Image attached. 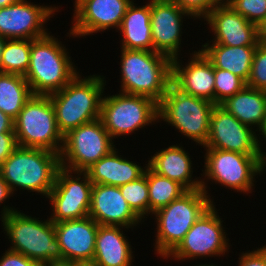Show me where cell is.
I'll list each match as a JSON object with an SVG mask.
<instances>
[{
    "label": "cell",
    "instance_id": "cell-37",
    "mask_svg": "<svg viewBox=\"0 0 266 266\" xmlns=\"http://www.w3.org/2000/svg\"><path fill=\"white\" fill-rule=\"evenodd\" d=\"M238 262V266H266V245L251 252H243Z\"/></svg>",
    "mask_w": 266,
    "mask_h": 266
},
{
    "label": "cell",
    "instance_id": "cell-25",
    "mask_svg": "<svg viewBox=\"0 0 266 266\" xmlns=\"http://www.w3.org/2000/svg\"><path fill=\"white\" fill-rule=\"evenodd\" d=\"M150 17V2L137 7L133 0L117 30L122 33V49L153 51Z\"/></svg>",
    "mask_w": 266,
    "mask_h": 266
},
{
    "label": "cell",
    "instance_id": "cell-21",
    "mask_svg": "<svg viewBox=\"0 0 266 266\" xmlns=\"http://www.w3.org/2000/svg\"><path fill=\"white\" fill-rule=\"evenodd\" d=\"M172 60V84L181 92L214 103V67L206 56L198 50L190 54L187 64Z\"/></svg>",
    "mask_w": 266,
    "mask_h": 266
},
{
    "label": "cell",
    "instance_id": "cell-3",
    "mask_svg": "<svg viewBox=\"0 0 266 266\" xmlns=\"http://www.w3.org/2000/svg\"><path fill=\"white\" fill-rule=\"evenodd\" d=\"M121 49V90L159 103L172 84V59L155 51Z\"/></svg>",
    "mask_w": 266,
    "mask_h": 266
},
{
    "label": "cell",
    "instance_id": "cell-13",
    "mask_svg": "<svg viewBox=\"0 0 266 266\" xmlns=\"http://www.w3.org/2000/svg\"><path fill=\"white\" fill-rule=\"evenodd\" d=\"M92 186L93 183L86 172H74L61 167L47 196L53 208L49 219L59 223L87 217L91 205Z\"/></svg>",
    "mask_w": 266,
    "mask_h": 266
},
{
    "label": "cell",
    "instance_id": "cell-32",
    "mask_svg": "<svg viewBox=\"0 0 266 266\" xmlns=\"http://www.w3.org/2000/svg\"><path fill=\"white\" fill-rule=\"evenodd\" d=\"M214 104L221 105L229 97L243 90L247 83L240 77L227 70L214 67Z\"/></svg>",
    "mask_w": 266,
    "mask_h": 266
},
{
    "label": "cell",
    "instance_id": "cell-29",
    "mask_svg": "<svg viewBox=\"0 0 266 266\" xmlns=\"http://www.w3.org/2000/svg\"><path fill=\"white\" fill-rule=\"evenodd\" d=\"M149 195V215L180 198L187 190L178 182L163 177L146 168Z\"/></svg>",
    "mask_w": 266,
    "mask_h": 266
},
{
    "label": "cell",
    "instance_id": "cell-1",
    "mask_svg": "<svg viewBox=\"0 0 266 266\" xmlns=\"http://www.w3.org/2000/svg\"><path fill=\"white\" fill-rule=\"evenodd\" d=\"M3 206L0 219L4 233L12 245L8 249L19 252L41 265L63 259L54 222L49 218L39 220L40 218L21 213L13 207Z\"/></svg>",
    "mask_w": 266,
    "mask_h": 266
},
{
    "label": "cell",
    "instance_id": "cell-24",
    "mask_svg": "<svg viewBox=\"0 0 266 266\" xmlns=\"http://www.w3.org/2000/svg\"><path fill=\"white\" fill-rule=\"evenodd\" d=\"M116 150L118 149L114 148L85 171L93 184L120 187L144 174L148 164L145 167L137 165L135 161L123 158Z\"/></svg>",
    "mask_w": 266,
    "mask_h": 266
},
{
    "label": "cell",
    "instance_id": "cell-44",
    "mask_svg": "<svg viewBox=\"0 0 266 266\" xmlns=\"http://www.w3.org/2000/svg\"><path fill=\"white\" fill-rule=\"evenodd\" d=\"M6 39L0 36V73H1V61H2V53L5 46Z\"/></svg>",
    "mask_w": 266,
    "mask_h": 266
},
{
    "label": "cell",
    "instance_id": "cell-31",
    "mask_svg": "<svg viewBox=\"0 0 266 266\" xmlns=\"http://www.w3.org/2000/svg\"><path fill=\"white\" fill-rule=\"evenodd\" d=\"M129 207L142 220L149 215V195L146 170L138 179L119 187ZM146 215V216H145Z\"/></svg>",
    "mask_w": 266,
    "mask_h": 266
},
{
    "label": "cell",
    "instance_id": "cell-5",
    "mask_svg": "<svg viewBox=\"0 0 266 266\" xmlns=\"http://www.w3.org/2000/svg\"><path fill=\"white\" fill-rule=\"evenodd\" d=\"M60 168L59 154L45 149L18 146L0 165V174L12 192L24 189L43 194L47 198Z\"/></svg>",
    "mask_w": 266,
    "mask_h": 266
},
{
    "label": "cell",
    "instance_id": "cell-17",
    "mask_svg": "<svg viewBox=\"0 0 266 266\" xmlns=\"http://www.w3.org/2000/svg\"><path fill=\"white\" fill-rule=\"evenodd\" d=\"M150 11L153 51L172 60L180 58L183 17H193L173 0H150Z\"/></svg>",
    "mask_w": 266,
    "mask_h": 266
},
{
    "label": "cell",
    "instance_id": "cell-27",
    "mask_svg": "<svg viewBox=\"0 0 266 266\" xmlns=\"http://www.w3.org/2000/svg\"><path fill=\"white\" fill-rule=\"evenodd\" d=\"M240 122L255 131L261 129L266 115V91L246 86L221 104ZM254 126V127H252Z\"/></svg>",
    "mask_w": 266,
    "mask_h": 266
},
{
    "label": "cell",
    "instance_id": "cell-43",
    "mask_svg": "<svg viewBox=\"0 0 266 266\" xmlns=\"http://www.w3.org/2000/svg\"><path fill=\"white\" fill-rule=\"evenodd\" d=\"M20 0H0V8L9 6L11 4L17 3Z\"/></svg>",
    "mask_w": 266,
    "mask_h": 266
},
{
    "label": "cell",
    "instance_id": "cell-41",
    "mask_svg": "<svg viewBox=\"0 0 266 266\" xmlns=\"http://www.w3.org/2000/svg\"><path fill=\"white\" fill-rule=\"evenodd\" d=\"M76 262L67 260V259H61V260H53L49 261L45 264H42V266H74Z\"/></svg>",
    "mask_w": 266,
    "mask_h": 266
},
{
    "label": "cell",
    "instance_id": "cell-38",
    "mask_svg": "<svg viewBox=\"0 0 266 266\" xmlns=\"http://www.w3.org/2000/svg\"><path fill=\"white\" fill-rule=\"evenodd\" d=\"M17 147L15 132L0 133V165Z\"/></svg>",
    "mask_w": 266,
    "mask_h": 266
},
{
    "label": "cell",
    "instance_id": "cell-36",
    "mask_svg": "<svg viewBox=\"0 0 266 266\" xmlns=\"http://www.w3.org/2000/svg\"><path fill=\"white\" fill-rule=\"evenodd\" d=\"M0 266H42L25 255L7 249L0 258Z\"/></svg>",
    "mask_w": 266,
    "mask_h": 266
},
{
    "label": "cell",
    "instance_id": "cell-11",
    "mask_svg": "<svg viewBox=\"0 0 266 266\" xmlns=\"http://www.w3.org/2000/svg\"><path fill=\"white\" fill-rule=\"evenodd\" d=\"M116 146L101 119L82 124L63 136L61 167L85 172Z\"/></svg>",
    "mask_w": 266,
    "mask_h": 266
},
{
    "label": "cell",
    "instance_id": "cell-16",
    "mask_svg": "<svg viewBox=\"0 0 266 266\" xmlns=\"http://www.w3.org/2000/svg\"><path fill=\"white\" fill-rule=\"evenodd\" d=\"M132 2L133 0H78L74 4L73 26L67 36L80 38L109 28L119 30Z\"/></svg>",
    "mask_w": 266,
    "mask_h": 266
},
{
    "label": "cell",
    "instance_id": "cell-2",
    "mask_svg": "<svg viewBox=\"0 0 266 266\" xmlns=\"http://www.w3.org/2000/svg\"><path fill=\"white\" fill-rule=\"evenodd\" d=\"M105 77L78 73L63 89L49 95L55 109L58 130L64 136L82 124L100 118Z\"/></svg>",
    "mask_w": 266,
    "mask_h": 266
},
{
    "label": "cell",
    "instance_id": "cell-30",
    "mask_svg": "<svg viewBox=\"0 0 266 266\" xmlns=\"http://www.w3.org/2000/svg\"><path fill=\"white\" fill-rule=\"evenodd\" d=\"M30 53V39H6L2 53L1 73L24 76L30 64Z\"/></svg>",
    "mask_w": 266,
    "mask_h": 266
},
{
    "label": "cell",
    "instance_id": "cell-40",
    "mask_svg": "<svg viewBox=\"0 0 266 266\" xmlns=\"http://www.w3.org/2000/svg\"><path fill=\"white\" fill-rule=\"evenodd\" d=\"M14 193L0 174V205L9 199ZM2 202V203H1Z\"/></svg>",
    "mask_w": 266,
    "mask_h": 266
},
{
    "label": "cell",
    "instance_id": "cell-33",
    "mask_svg": "<svg viewBox=\"0 0 266 266\" xmlns=\"http://www.w3.org/2000/svg\"><path fill=\"white\" fill-rule=\"evenodd\" d=\"M226 3L258 27L266 20V0H227Z\"/></svg>",
    "mask_w": 266,
    "mask_h": 266
},
{
    "label": "cell",
    "instance_id": "cell-7",
    "mask_svg": "<svg viewBox=\"0 0 266 266\" xmlns=\"http://www.w3.org/2000/svg\"><path fill=\"white\" fill-rule=\"evenodd\" d=\"M204 178L201 189L208 194L207 180L241 193H252L254 177L266 170V155H247L239 152L205 148Z\"/></svg>",
    "mask_w": 266,
    "mask_h": 266
},
{
    "label": "cell",
    "instance_id": "cell-34",
    "mask_svg": "<svg viewBox=\"0 0 266 266\" xmlns=\"http://www.w3.org/2000/svg\"><path fill=\"white\" fill-rule=\"evenodd\" d=\"M247 86L266 91V42L260 41L256 46Z\"/></svg>",
    "mask_w": 266,
    "mask_h": 266
},
{
    "label": "cell",
    "instance_id": "cell-45",
    "mask_svg": "<svg viewBox=\"0 0 266 266\" xmlns=\"http://www.w3.org/2000/svg\"><path fill=\"white\" fill-rule=\"evenodd\" d=\"M260 134H257L258 136L259 135H263L262 138H264V140H266V115H265V120H264V123L261 127V129L258 131Z\"/></svg>",
    "mask_w": 266,
    "mask_h": 266
},
{
    "label": "cell",
    "instance_id": "cell-12",
    "mask_svg": "<svg viewBox=\"0 0 266 266\" xmlns=\"http://www.w3.org/2000/svg\"><path fill=\"white\" fill-rule=\"evenodd\" d=\"M212 204L193 224L179 245L165 258L185 261L203 257H220L229 252L223 220ZM228 241V242H227ZM229 244V245H228Z\"/></svg>",
    "mask_w": 266,
    "mask_h": 266
},
{
    "label": "cell",
    "instance_id": "cell-35",
    "mask_svg": "<svg viewBox=\"0 0 266 266\" xmlns=\"http://www.w3.org/2000/svg\"><path fill=\"white\" fill-rule=\"evenodd\" d=\"M179 7L185 12L190 14L194 20L199 18H205L208 13L214 9L220 0H173Z\"/></svg>",
    "mask_w": 266,
    "mask_h": 266
},
{
    "label": "cell",
    "instance_id": "cell-8",
    "mask_svg": "<svg viewBox=\"0 0 266 266\" xmlns=\"http://www.w3.org/2000/svg\"><path fill=\"white\" fill-rule=\"evenodd\" d=\"M214 106L213 102L185 94L171 84L158 103V122L161 119L171 124L189 140L204 147Z\"/></svg>",
    "mask_w": 266,
    "mask_h": 266
},
{
    "label": "cell",
    "instance_id": "cell-20",
    "mask_svg": "<svg viewBox=\"0 0 266 266\" xmlns=\"http://www.w3.org/2000/svg\"><path fill=\"white\" fill-rule=\"evenodd\" d=\"M98 226L89 216L54 223L63 259L76 263L92 262Z\"/></svg>",
    "mask_w": 266,
    "mask_h": 266
},
{
    "label": "cell",
    "instance_id": "cell-22",
    "mask_svg": "<svg viewBox=\"0 0 266 266\" xmlns=\"http://www.w3.org/2000/svg\"><path fill=\"white\" fill-rule=\"evenodd\" d=\"M192 158L177 144L156 152L147 161L148 167L160 176L181 184L187 191L201 189L202 179H193ZM201 180V181H200Z\"/></svg>",
    "mask_w": 266,
    "mask_h": 266
},
{
    "label": "cell",
    "instance_id": "cell-26",
    "mask_svg": "<svg viewBox=\"0 0 266 266\" xmlns=\"http://www.w3.org/2000/svg\"><path fill=\"white\" fill-rule=\"evenodd\" d=\"M205 42L200 51L213 67L230 71L246 83L251 74V66L256 46H225Z\"/></svg>",
    "mask_w": 266,
    "mask_h": 266
},
{
    "label": "cell",
    "instance_id": "cell-9",
    "mask_svg": "<svg viewBox=\"0 0 266 266\" xmlns=\"http://www.w3.org/2000/svg\"><path fill=\"white\" fill-rule=\"evenodd\" d=\"M13 122L18 146L60 154L63 135L58 130L49 95H32Z\"/></svg>",
    "mask_w": 266,
    "mask_h": 266
},
{
    "label": "cell",
    "instance_id": "cell-10",
    "mask_svg": "<svg viewBox=\"0 0 266 266\" xmlns=\"http://www.w3.org/2000/svg\"><path fill=\"white\" fill-rule=\"evenodd\" d=\"M100 119L112 139L129 135L159 120L158 103L147 96L123 92L104 96Z\"/></svg>",
    "mask_w": 266,
    "mask_h": 266
},
{
    "label": "cell",
    "instance_id": "cell-18",
    "mask_svg": "<svg viewBox=\"0 0 266 266\" xmlns=\"http://www.w3.org/2000/svg\"><path fill=\"white\" fill-rule=\"evenodd\" d=\"M214 34L212 44L257 46L259 27L242 17L226 2H221L204 18Z\"/></svg>",
    "mask_w": 266,
    "mask_h": 266
},
{
    "label": "cell",
    "instance_id": "cell-19",
    "mask_svg": "<svg viewBox=\"0 0 266 266\" xmlns=\"http://www.w3.org/2000/svg\"><path fill=\"white\" fill-rule=\"evenodd\" d=\"M88 216L99 225L122 226L132 230L144 222L129 207L120 188L106 184H93Z\"/></svg>",
    "mask_w": 266,
    "mask_h": 266
},
{
    "label": "cell",
    "instance_id": "cell-42",
    "mask_svg": "<svg viewBox=\"0 0 266 266\" xmlns=\"http://www.w3.org/2000/svg\"><path fill=\"white\" fill-rule=\"evenodd\" d=\"M260 40L266 42V20L259 27Z\"/></svg>",
    "mask_w": 266,
    "mask_h": 266
},
{
    "label": "cell",
    "instance_id": "cell-46",
    "mask_svg": "<svg viewBox=\"0 0 266 266\" xmlns=\"http://www.w3.org/2000/svg\"><path fill=\"white\" fill-rule=\"evenodd\" d=\"M74 266H95L92 262L75 263Z\"/></svg>",
    "mask_w": 266,
    "mask_h": 266
},
{
    "label": "cell",
    "instance_id": "cell-15",
    "mask_svg": "<svg viewBox=\"0 0 266 266\" xmlns=\"http://www.w3.org/2000/svg\"><path fill=\"white\" fill-rule=\"evenodd\" d=\"M58 7L41 6L27 0L0 8V36L5 39L35 40L48 35L44 24Z\"/></svg>",
    "mask_w": 266,
    "mask_h": 266
},
{
    "label": "cell",
    "instance_id": "cell-28",
    "mask_svg": "<svg viewBox=\"0 0 266 266\" xmlns=\"http://www.w3.org/2000/svg\"><path fill=\"white\" fill-rule=\"evenodd\" d=\"M32 95L23 75L0 73V110L4 114L14 120Z\"/></svg>",
    "mask_w": 266,
    "mask_h": 266
},
{
    "label": "cell",
    "instance_id": "cell-47",
    "mask_svg": "<svg viewBox=\"0 0 266 266\" xmlns=\"http://www.w3.org/2000/svg\"><path fill=\"white\" fill-rule=\"evenodd\" d=\"M194 266H217V265H216V264H212V265L209 264V265H208V264L206 263V264H201V265L199 264V265H194Z\"/></svg>",
    "mask_w": 266,
    "mask_h": 266
},
{
    "label": "cell",
    "instance_id": "cell-39",
    "mask_svg": "<svg viewBox=\"0 0 266 266\" xmlns=\"http://www.w3.org/2000/svg\"><path fill=\"white\" fill-rule=\"evenodd\" d=\"M14 120L0 110V133L14 132Z\"/></svg>",
    "mask_w": 266,
    "mask_h": 266
},
{
    "label": "cell",
    "instance_id": "cell-4",
    "mask_svg": "<svg viewBox=\"0 0 266 266\" xmlns=\"http://www.w3.org/2000/svg\"><path fill=\"white\" fill-rule=\"evenodd\" d=\"M68 53L67 48L50 32L31 40L30 64L24 77L33 95H50L60 91L79 73Z\"/></svg>",
    "mask_w": 266,
    "mask_h": 266
},
{
    "label": "cell",
    "instance_id": "cell-23",
    "mask_svg": "<svg viewBox=\"0 0 266 266\" xmlns=\"http://www.w3.org/2000/svg\"><path fill=\"white\" fill-rule=\"evenodd\" d=\"M122 228L111 225L98 226L92 261L95 266H132L134 255Z\"/></svg>",
    "mask_w": 266,
    "mask_h": 266
},
{
    "label": "cell",
    "instance_id": "cell-6",
    "mask_svg": "<svg viewBox=\"0 0 266 266\" xmlns=\"http://www.w3.org/2000/svg\"><path fill=\"white\" fill-rule=\"evenodd\" d=\"M202 189L190 190L154 212L157 234L155 253L166 258L184 239L196 220L213 204Z\"/></svg>",
    "mask_w": 266,
    "mask_h": 266
},
{
    "label": "cell",
    "instance_id": "cell-14",
    "mask_svg": "<svg viewBox=\"0 0 266 266\" xmlns=\"http://www.w3.org/2000/svg\"><path fill=\"white\" fill-rule=\"evenodd\" d=\"M221 105H215L210 117L208 140L203 148H214L247 155H266L260 136ZM262 151V152H261Z\"/></svg>",
    "mask_w": 266,
    "mask_h": 266
}]
</instances>
